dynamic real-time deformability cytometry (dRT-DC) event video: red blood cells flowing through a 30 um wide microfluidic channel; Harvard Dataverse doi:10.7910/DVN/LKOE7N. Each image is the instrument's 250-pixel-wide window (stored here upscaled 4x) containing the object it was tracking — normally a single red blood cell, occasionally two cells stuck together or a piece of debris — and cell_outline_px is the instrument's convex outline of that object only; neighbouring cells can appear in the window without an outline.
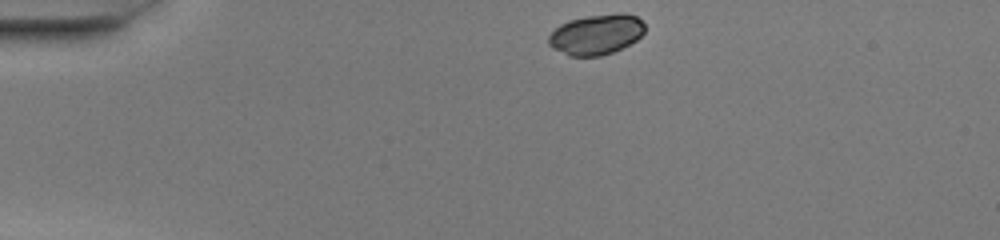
{"species": "common noctule bat (a hibernating species)", "species_latin": "Nyctalus noctula", "temperature_condition": "warm", "stored_images_in_passage": 41, "camera_frame_rate_fps": 3000, "um_per_image_px": 0.085, "animal": {"sex": "female", "body_mass_g": 20.0, "forearm_length_mm": 54.0}, "frame": {"image": 1, "passage_image": 1, "time_ms": 0.0, "image_size_px": [1000, 240], "cell_outline_px": [[644, 32], [636, 40], [612, 52], [600, 56], [568, 56], [552, 48], [548, 44], [548, 36], [560, 24], [568, 20], [588, 16], [620, 12], [624, 12], [636, 16], [644, 24]], "centroid_in_image_um": [50.66, 2.92], "position_along_channel_um": 34.3, "area_um2": 22.6}}
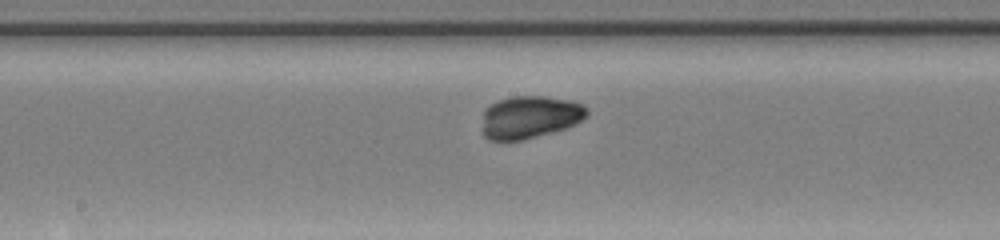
{"frame": {"image": 2, "passage_image": 18, "time_ms": 5.667, "image_size_px": [1000, 240], "cell_outline_px": [[588, 116], [568, 128], [524, 140], [488, 140], [484, 136], [484, 112], [492, 104], [500, 100], [512, 96], [544, 96], [568, 100], [584, 104], [588, 108]], "centroid_in_image_um": [45.1, 9.96], "position_along_channel_um": 203.1, "area_um2": 25.95}}
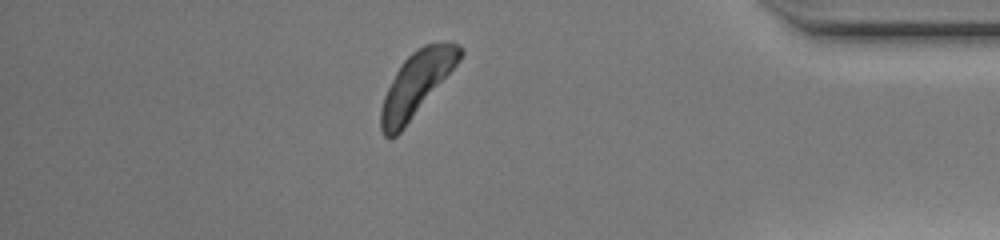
{"frame": {"image": 3, "passage_image": 35, "time_ms": 11.333, "image_size_px": [1000, 240], "cell_outline_px": [[464, 52], [460, 60], [404, 128], [392, 140], [388, 140], [384, 136], [380, 128], [380, 108], [384, 96], [400, 64], [412, 52], [424, 44], [452, 40], [460, 44], [464, 48]], "centroid_in_image_um": [35.41, 7.12], "position_along_channel_um": 399.8, "area_um2": 29.48}, "authors_computed_cell_mechanics": {"area_um2": 26.7614, "velocity_mm_per_s": 4.0208, "shape_relaxation_time_tau1_ms": 1.4596, "shape_relaxation_time_tau2_ms": 2.1839, "deformation_change_tau1": 0.1017, "deformation_change_tau2": 0.0571}}